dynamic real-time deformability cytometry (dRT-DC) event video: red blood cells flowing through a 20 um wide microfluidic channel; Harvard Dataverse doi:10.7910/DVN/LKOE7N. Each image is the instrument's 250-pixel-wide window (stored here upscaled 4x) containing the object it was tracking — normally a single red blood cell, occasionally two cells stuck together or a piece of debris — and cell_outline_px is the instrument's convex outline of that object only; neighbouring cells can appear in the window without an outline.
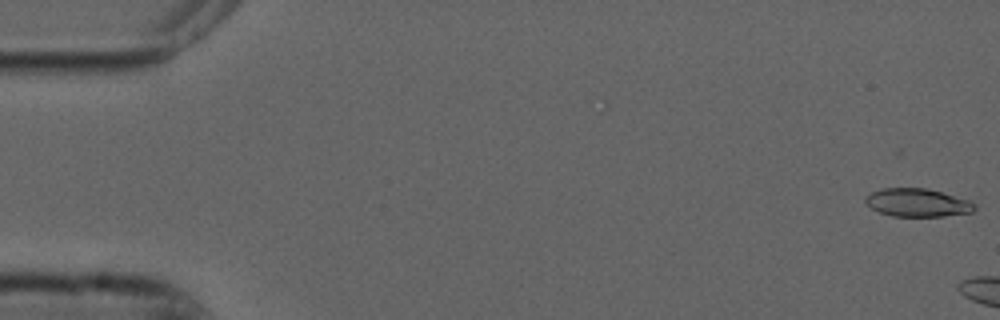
{"species": "common noctule bat (a hibernating species)", "species_latin": "Nyctalus noctula", "temperature_condition": "cold", "stored_images_in_passage": 6, "camera_frame_rate_fps": 3000, "um_per_image_px": 0.085, "animal": {"sex": "male", "forearm_length_mm": 52.5}, "frame": {"image": 1, "passage_image": 1, "time_ms": 0.0, "image_size_px": [1000, 320], "cell_outline_px": [[976, 208], [972, 212], [944, 216], [892, 216], [880, 212], [872, 208], [864, 200], [864, 196], [872, 192], [884, 188], [924, 188], [940, 192], [968, 200], [976, 204]], "centroid_in_image_um": [77.97, 17.23], "position_along_channel_um": 7.0, "area_um2": 17.69}}